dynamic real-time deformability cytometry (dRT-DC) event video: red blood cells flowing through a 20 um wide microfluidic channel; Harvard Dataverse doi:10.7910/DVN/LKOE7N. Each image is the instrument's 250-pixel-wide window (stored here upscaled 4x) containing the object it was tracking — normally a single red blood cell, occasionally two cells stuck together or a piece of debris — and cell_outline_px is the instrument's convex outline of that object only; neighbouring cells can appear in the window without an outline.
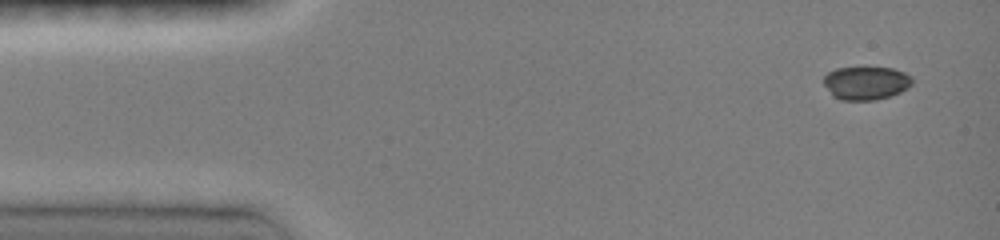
{"species": "common noctule bat (a hibernating species)", "species_latin": "Nyctalus noctula", "temperature_condition": "room temperature", "stored_images_in_passage": 7, "camera_frame_rate_fps": 3000, "um_per_image_px": 0.085, "animal": {"sex": "female", "body_mass_g": 19.0, "forearm_length_mm": 51.5}, "frame": {"image": 1, "passage_image": 1, "time_ms": 0.0, "image_size_px": [1000, 240], "cell_outline_px": [[912, 84], [908, 88], [892, 96], [876, 100], [840, 100], [832, 96], [824, 84], [824, 76], [828, 72], [836, 68], [864, 64], [892, 68], [904, 72], [912, 76]], "centroid_in_image_um": [73.61, 7.01], "position_along_channel_um": 11.4, "area_um2": 18.09}}
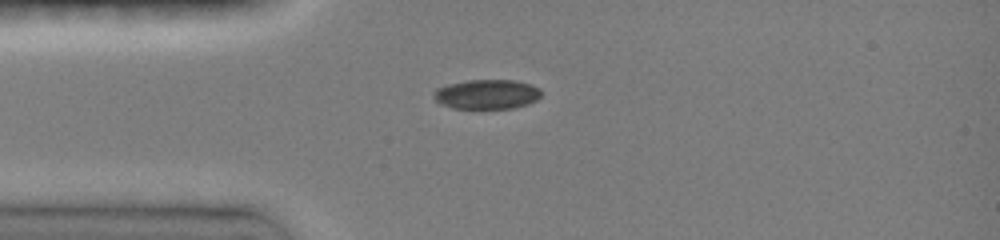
{"frame": {"image": 2, "passage_image": 4, "time_ms": 3.0, "image_size_px": [1000, 240], "cell_outline_px": [[540, 96], [536, 100], [528, 104], [512, 108], [452, 108], [440, 104], [436, 100], [432, 92], [436, 88], [448, 84], [468, 80], [516, 80], [532, 84], [540, 88]], "centroid_in_image_um": [41.38, 8.0], "position_along_channel_um": 43.6, "area_um2": 18.61}}
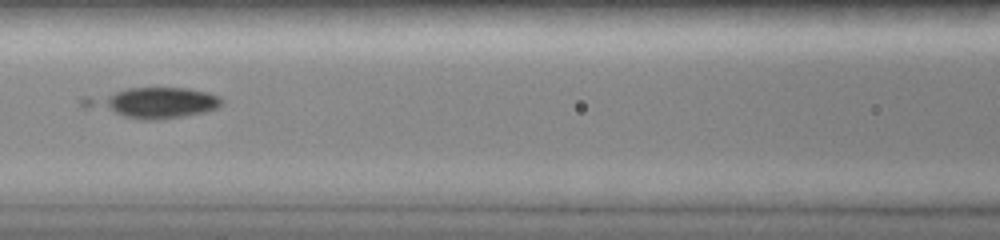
{"frame": {"image": 3, "passage_image": 7, "time_ms": 6.0, "image_size_px": [1000, 240], "cell_outline_px": [[224, 100], [216, 108], [204, 112], [184, 116], [156, 120], [140, 120], [84, 108], [80, 104], [80, 96], [128, 88], [188, 88], [208, 92], [220, 96]], "centroid_in_image_um": [12.91, 8.72], "position_along_channel_um": 153.7, "area_um2": 24.91}}